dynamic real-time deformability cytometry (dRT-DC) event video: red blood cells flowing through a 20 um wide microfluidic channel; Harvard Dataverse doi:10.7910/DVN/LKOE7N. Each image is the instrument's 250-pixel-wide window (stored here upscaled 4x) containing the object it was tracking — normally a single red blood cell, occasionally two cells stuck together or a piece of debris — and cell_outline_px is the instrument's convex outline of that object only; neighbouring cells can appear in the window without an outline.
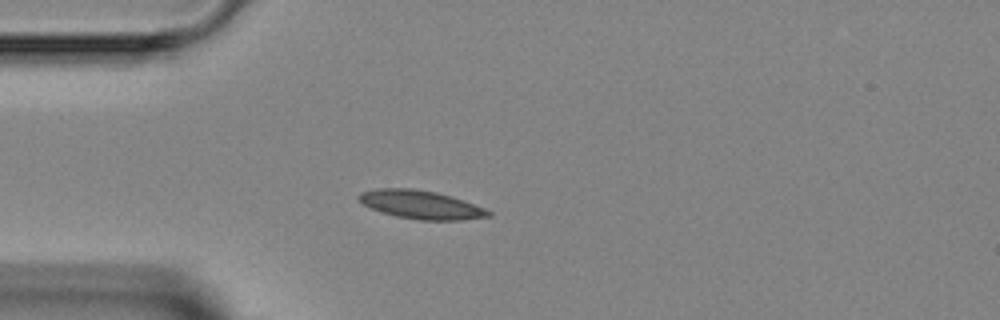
{"species": "Egyptian fruit bat (a non-hibernating species)", "species_latin": "Rousettus aegyptiacus", "temperature_condition": "room temperature", "stored_images_in_passage": 3, "camera_frame_rate_fps": 3000, "um_per_image_px": 0.085, "animal": {"sex": "female"}, "frame": {"image": 1, "passage_image": 3, "time_ms": 2.333, "image_size_px": [1000, 320], "cell_outline_px": [[492, 216], [460, 220], [420, 220], [396, 216], [372, 208], [364, 204], [356, 196], [360, 192], [376, 188], [412, 188], [436, 192], [452, 196], [464, 200], [484, 208], [492, 212]], "centroid_in_image_um": [35.8, 17.39], "position_along_channel_um": 49.2, "area_um2": 21.39}}